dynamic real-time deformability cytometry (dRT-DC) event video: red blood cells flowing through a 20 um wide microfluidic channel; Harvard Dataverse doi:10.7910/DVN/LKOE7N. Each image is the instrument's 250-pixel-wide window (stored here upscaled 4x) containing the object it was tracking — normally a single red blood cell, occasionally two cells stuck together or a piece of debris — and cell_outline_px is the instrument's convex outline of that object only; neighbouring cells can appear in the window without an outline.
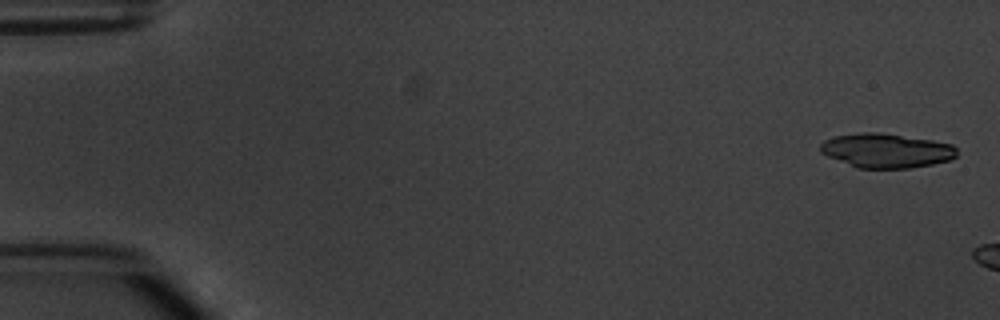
{"species": "common noctule bat (a hibernating species)", "species_latin": "Nyctalus noctula", "temperature_condition": "warm", "stored_images_in_passage": 3, "camera_frame_rate_fps": 3000, "um_per_image_px": 0.085, "animal": {"sex": "male", "body_mass_g": 20.1, "forearm_length_mm": 53.5}, "frame": {"image": 1, "passage_image": 1, "time_ms": 0.0, "image_size_px": [1000, 320], "cell_outline_px": [[956, 156], [952, 160], [932, 164], [908, 168], [856, 168], [828, 156], [820, 152], [820, 144], [824, 140], [836, 136], [860, 132], [880, 132], [932, 140], [952, 144], [956, 148]], "centroid_in_image_um": [75.33, 12.8], "position_along_channel_um": 9.7, "area_um2": 27.34}}